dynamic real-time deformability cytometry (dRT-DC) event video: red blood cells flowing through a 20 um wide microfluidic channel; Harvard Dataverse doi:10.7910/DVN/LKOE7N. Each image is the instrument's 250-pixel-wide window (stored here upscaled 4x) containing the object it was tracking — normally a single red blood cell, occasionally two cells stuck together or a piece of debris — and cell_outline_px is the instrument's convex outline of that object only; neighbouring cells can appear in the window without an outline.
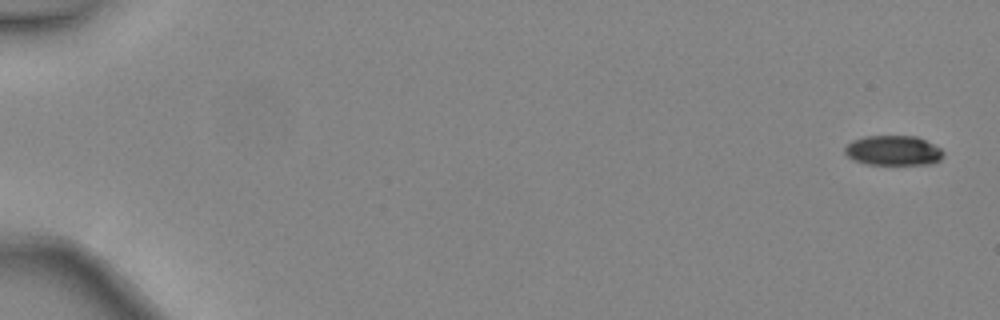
{"species": "common noctule bat (a hibernating species)", "species_latin": "Nyctalus noctula", "temperature_condition": "warm", "stored_images_in_passage": 47, "camera_frame_rate_fps": 3000, "um_per_image_px": 0.085, "animal": {"sex": "female", "body_mass_g": 24.6, "forearm_length_mm": 56.2}, "frame": {"image": 1, "passage_image": 1, "time_ms": 0.0, "image_size_px": [1000, 320], "cell_outline_px": [[944, 156], [940, 160], [932, 164], [868, 164], [856, 160], [848, 156], [844, 152], [844, 148], [852, 140], [864, 136], [916, 136], [940, 148], [944, 152]], "centroid_in_image_um": [75.94, 12.79], "position_along_channel_um": 9.1, "area_um2": 17.05}}
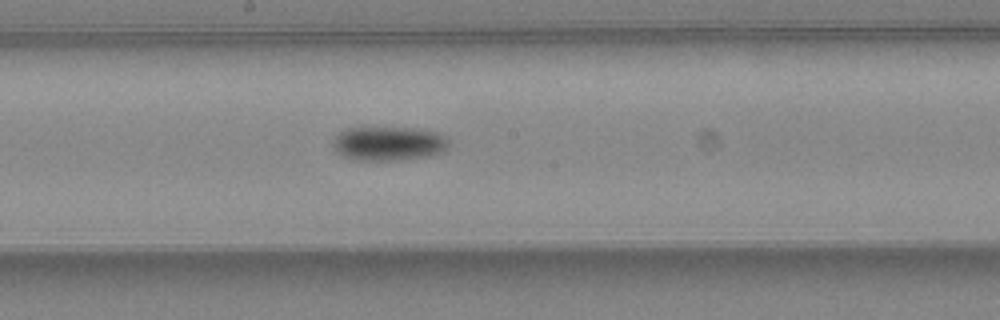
{"frame": {"image": 2, "passage_image": 27, "time_ms": 8.667, "image_size_px": [1000, 320], "cell_outline_px": [[448, 148], [432, 156], [400, 160], [356, 160], [344, 156], [336, 152], [332, 144], [332, 140], [340, 132], [348, 128], [412, 128], [436, 132], [444, 136], [448, 140]], "centroid_in_image_um": [33.02, 12.21], "position_along_channel_um": 215.2, "area_um2": 23.0}}
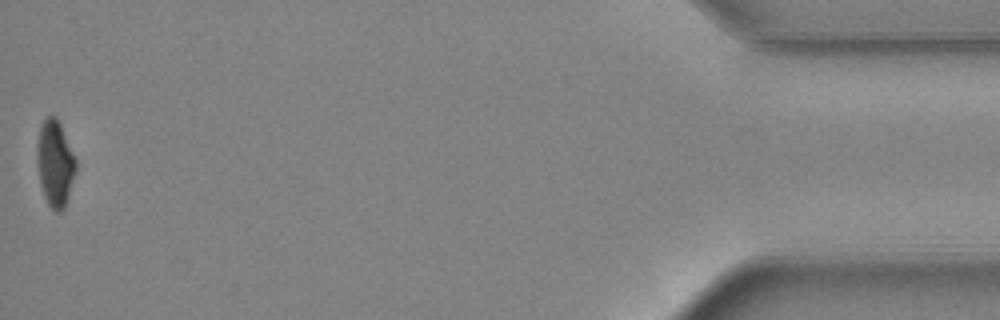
{"frame": {"image": 3, "passage_image": 47, "time_ms": 15.333, "image_size_px": [1000, 320], "cell_outline_px": [[76, 172], [64, 208], [60, 212], [56, 212], [48, 204], [44, 196], [40, 184], [36, 160], [36, 144], [40, 124], [48, 116], [56, 116], [60, 124], [76, 160]], "centroid_in_image_um": [4.65, 13.88], "position_along_channel_um": 430.5, "area_um2": 19.54}, "authors_computed_cell_mechanics": {"area_um2": 20.5768, "velocity_mm_per_s": 4.5059, "shape_relaxation_time_tau1_ms": 3.5923, "shape_relaxation_time_tau2_ms": null, "deformation_change_tau1": 0.1158, "deformation_change_tau2": null}}